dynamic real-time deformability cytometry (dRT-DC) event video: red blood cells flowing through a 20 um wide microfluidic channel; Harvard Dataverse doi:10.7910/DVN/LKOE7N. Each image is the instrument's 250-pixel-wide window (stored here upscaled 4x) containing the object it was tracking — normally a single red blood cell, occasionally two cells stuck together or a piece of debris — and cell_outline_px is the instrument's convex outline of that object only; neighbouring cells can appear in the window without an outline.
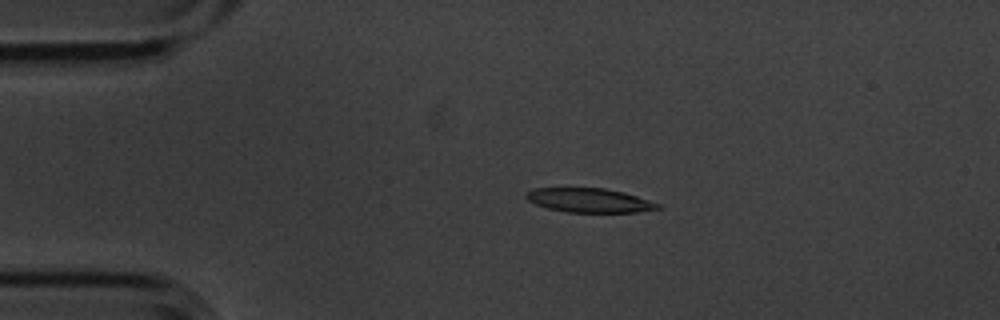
{"species": "common noctule bat (a hibernating species)", "species_latin": "Nyctalus noctula", "temperature_condition": "cold", "stored_images_in_passage": 4, "camera_frame_rate_fps": 3000, "um_per_image_px": 0.085, "animal": {"sex": "male", "body_mass_g": 20.1, "forearm_length_mm": 53.5}, "frame": {"image": 1, "passage_image": 3, "time_ms": 0.667, "image_size_px": [1000, 320], "cell_outline_px": [[660, 208], [636, 212], [564, 212], [548, 208], [536, 204], [528, 200], [524, 196], [528, 192], [536, 188], [604, 188], [624, 192], [660, 204]], "centroid_in_image_um": [50.08, 17.03], "position_along_channel_um": 34.9, "area_um2": 18.32}}